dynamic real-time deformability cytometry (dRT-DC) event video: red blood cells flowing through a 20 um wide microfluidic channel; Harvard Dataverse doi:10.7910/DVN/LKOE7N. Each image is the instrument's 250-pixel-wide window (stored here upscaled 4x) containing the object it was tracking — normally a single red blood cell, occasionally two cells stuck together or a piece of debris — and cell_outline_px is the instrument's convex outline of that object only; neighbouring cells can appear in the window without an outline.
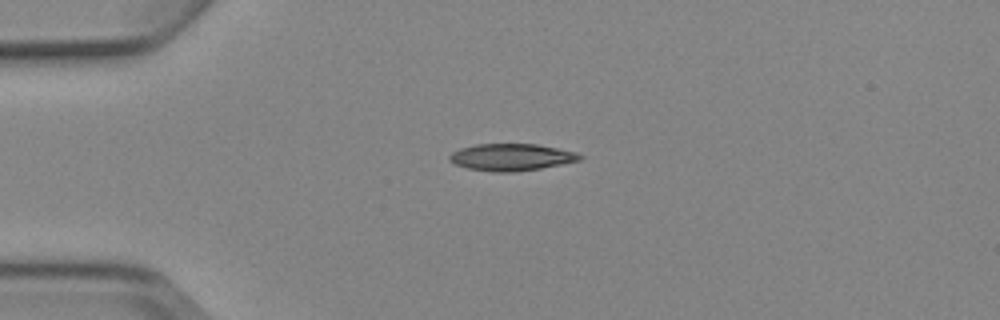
{"species": "Egyptian fruit bat (a non-hibernating species)", "species_latin": "Rousettus aegyptiacus", "temperature_condition": "cold", "stored_images_in_passage": 7, "camera_frame_rate_fps": 3000, "um_per_image_px": 0.085, "animal": {"sex": "female"}, "frame": {"image": 1, "passage_image": 1, "time_ms": 0.0, "image_size_px": [1000, 320], "cell_outline_px": [[584, 156], [580, 160], [540, 168], [512, 172], [492, 172], [468, 168], [456, 164], [448, 160], [448, 156], [452, 152], [460, 148], [476, 144], [536, 144], [576, 152]], "centroid_in_image_um": [43.43, 13.35], "position_along_channel_um": 41.6, "area_um2": 20.35}}
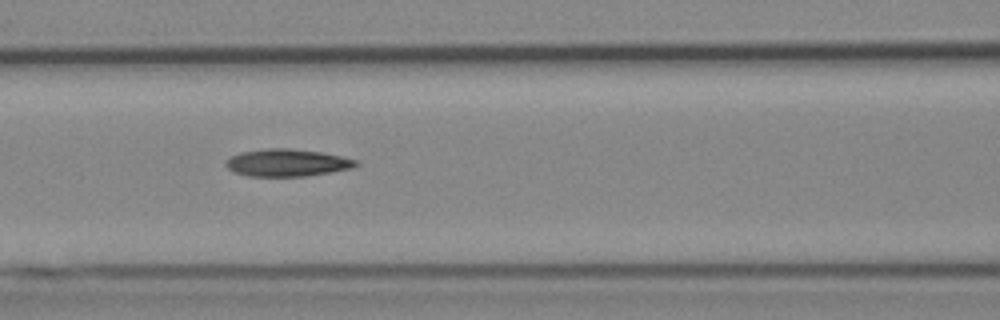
{"frame": {"image": 2, "passage_image": 4, "time_ms": 3.333, "image_size_px": [1000, 320], "cell_outline_px": [[360, 164], [352, 168], [332, 172], [304, 176], [248, 176], [236, 172], [228, 168], [224, 164], [224, 160], [240, 152], [268, 148], [288, 148], [320, 152], [340, 156], [356, 160]], "centroid_in_image_um": [24.39, 13.83], "position_along_channel_um": 142.2, "area_um2": 20.63}}
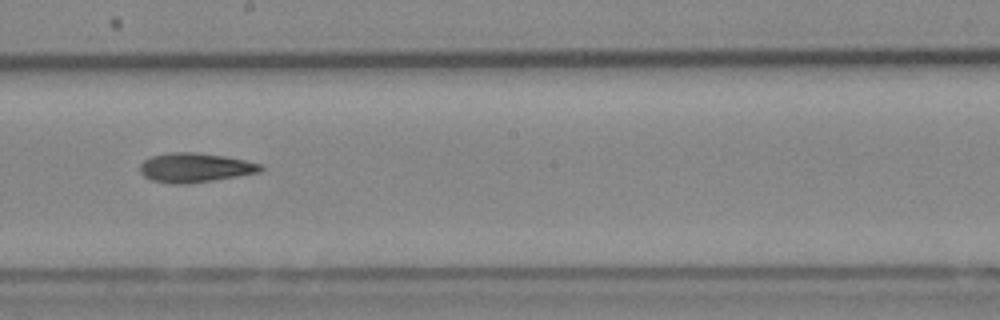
{"frame": {"image": 3, "passage_image": 6, "time_ms": 5.667, "image_size_px": [1000, 320], "cell_outline_px": [[264, 168], [260, 172], [188, 184], [172, 184], [152, 180], [144, 176], [140, 172], [140, 164], [144, 160], [152, 156], [168, 152], [196, 152], [224, 156], [264, 164]], "centroid_in_image_um": [16.57, 14.24], "position_along_channel_um": 231.6, "area_um2": 20.63}}